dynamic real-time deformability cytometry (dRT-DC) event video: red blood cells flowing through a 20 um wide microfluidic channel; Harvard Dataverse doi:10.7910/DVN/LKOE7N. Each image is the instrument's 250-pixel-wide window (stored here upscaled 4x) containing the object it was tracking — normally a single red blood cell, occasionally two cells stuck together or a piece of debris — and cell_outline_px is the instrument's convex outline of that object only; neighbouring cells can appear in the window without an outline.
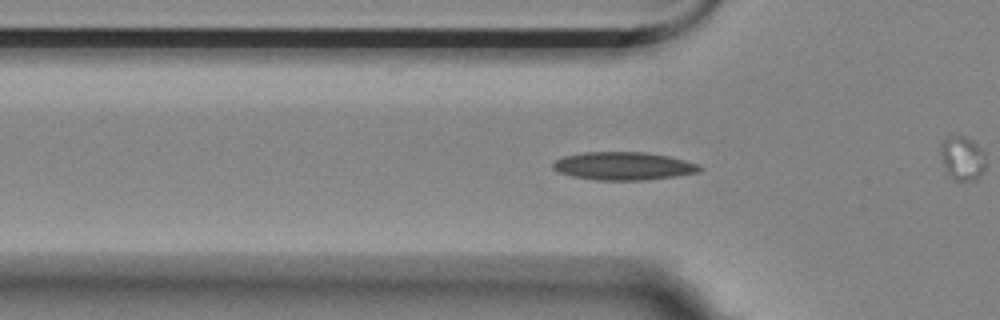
{"species": "Egyptian fruit bat (a non-hibernating species)", "species_latin": "Rousettus aegyptiacus", "temperature_condition": "room temperature", "stored_images_in_passage": 37, "camera_frame_rate_fps": 3000, "um_per_image_px": 0.085, "animal": {"sex": "female"}, "frame": {"image": 1, "passage_image": 5, "time_ms": 1.333, "image_size_px": [1000, 320], "cell_outline_px": [[704, 168], [700, 172], [676, 176], [648, 180], [596, 180], [572, 176], [560, 172], [552, 168], [552, 164], [556, 160], [564, 156], [584, 152], [644, 152], [668, 156], [700, 164]], "centroid_in_image_um": [53.03, 14.11], "position_along_channel_um": 72.8, "area_um2": 24.04}}
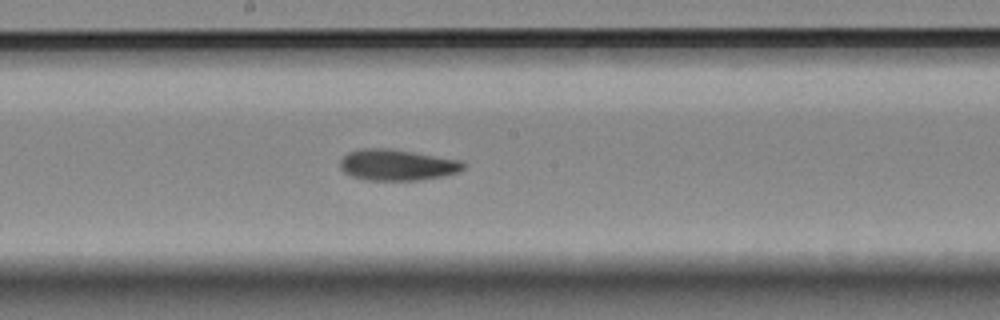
{"frame": {"image": 2, "passage_image": 17, "time_ms": 5.333, "image_size_px": [1000, 320], "cell_outline_px": [[464, 168], [460, 172], [444, 176], [420, 180], [368, 180], [352, 176], [344, 172], [340, 168], [340, 160], [348, 152], [360, 148], [388, 148], [460, 160], [464, 164]], "centroid_in_image_um": [33.74, 14.02], "position_along_channel_um": 214.5, "area_um2": 22.31}}
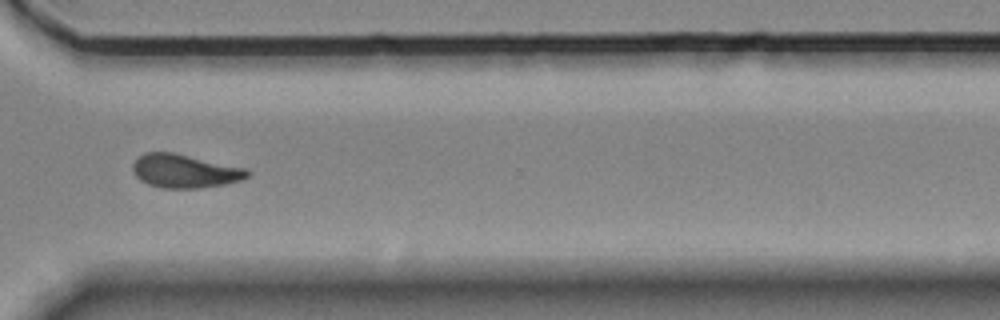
{"frame": {"image": 3, "passage_image": 29, "time_ms": 9.333, "image_size_px": [1000, 320], "cell_outline_px": [[252, 172], [248, 176], [240, 180], [224, 184], [200, 188], [160, 188], [148, 184], [140, 180], [132, 172], [132, 164], [144, 152], [172, 152], [244, 168]], "centroid_in_image_um": [15.66, 14.55], "position_along_channel_um": 354.9, "area_um2": 22.25}}